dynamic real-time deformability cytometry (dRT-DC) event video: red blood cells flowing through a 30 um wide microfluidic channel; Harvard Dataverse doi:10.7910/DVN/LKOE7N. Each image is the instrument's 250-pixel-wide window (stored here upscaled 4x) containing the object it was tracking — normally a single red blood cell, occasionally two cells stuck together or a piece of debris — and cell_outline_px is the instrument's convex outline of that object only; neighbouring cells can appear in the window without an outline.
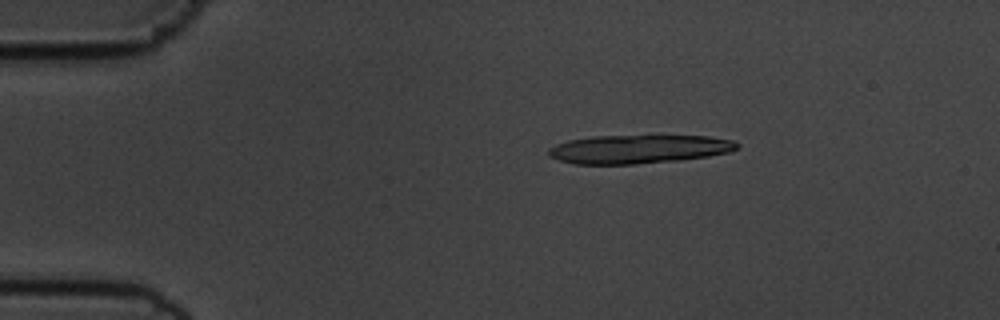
{"species": "common noctule bat (a hibernating species)", "species_latin": "Nyctalus noctula", "temperature_condition": "cold", "stored_images_in_passage": 11, "camera_frame_rate_fps": 3000, "um_per_image_px": 0.085, "animal": {"sex": "male", "body_mass_g": 19.5, "forearm_length_mm": 54.6}, "frame": {"image": 1, "passage_image": 3, "time_ms": 0.667, "image_size_px": [1000, 320], "cell_outline_px": [[740, 148], [728, 152], [708, 156], [676, 160], [636, 164], [576, 164], [560, 160], [548, 156], [548, 148], [556, 144], [568, 140], [592, 136], [708, 136], [732, 140], [740, 144]], "centroid_in_image_um": [54.27, 12.67], "position_along_channel_um": 30.7, "area_um2": 31.33}}